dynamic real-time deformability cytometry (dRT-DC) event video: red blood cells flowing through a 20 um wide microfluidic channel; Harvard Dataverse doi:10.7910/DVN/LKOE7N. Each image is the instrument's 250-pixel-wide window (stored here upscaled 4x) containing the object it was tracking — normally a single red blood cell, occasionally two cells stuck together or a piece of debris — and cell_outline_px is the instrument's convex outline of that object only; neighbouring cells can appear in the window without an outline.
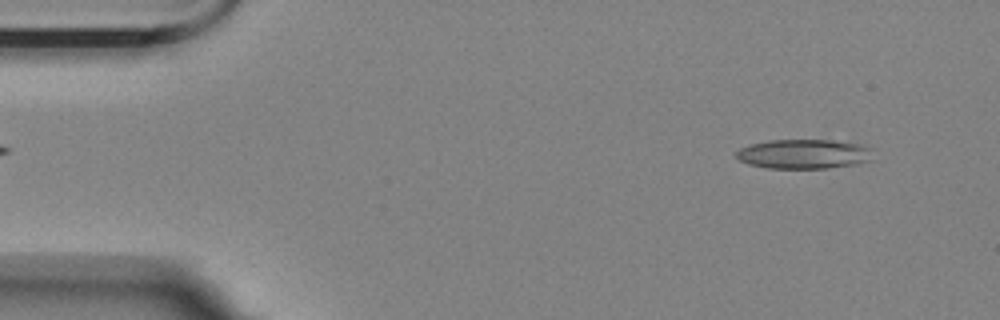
{"species": "Egyptian fruit bat (a non-hibernating species)", "species_latin": "Rousettus aegyptiacus", "temperature_condition": "room temperature", "stored_images_in_passage": 56, "segment_of_instrument_passage": [1, 2], "camera_frame_rate_fps": 3000, "um_per_image_px": 0.085, "animal": {"sex": "female"}, "frame": {"image": 1, "passage_image": 4, "time_ms": 1.0, "image_size_px": [1000, 320], "cell_outline_px": [[872, 160], [856, 164], [828, 168], [768, 168], [748, 164], [740, 160], [736, 156], [736, 152], [740, 148], [752, 144], [768, 140], [832, 140], [860, 144], [868, 148]], "centroid_in_image_um": [68.3, 13.09], "position_along_channel_um": 16.7, "area_um2": 23.29}}
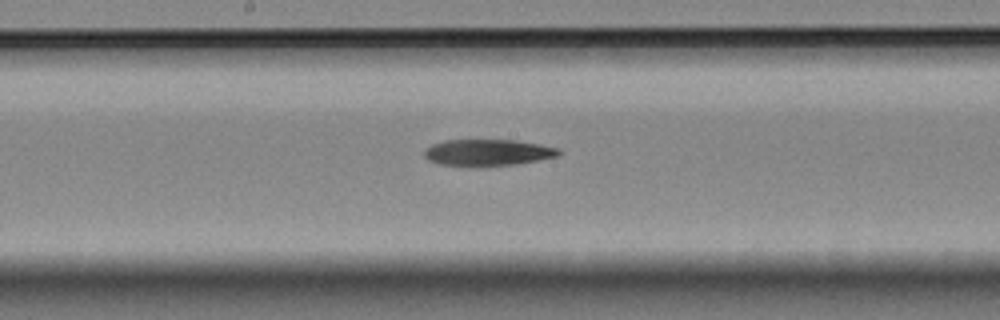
{"frame": {"image": 2, "passage_image": 28, "time_ms": 9.0, "image_size_px": [1000, 320], "cell_outline_px": [[564, 152], [556, 156], [516, 164], [440, 164], [428, 160], [424, 156], [424, 152], [432, 144], [444, 140], [516, 140], [540, 144], [560, 148]], "centroid_in_image_um": [41.51, 12.92], "position_along_channel_um": 206.7, "area_um2": 20.06}}
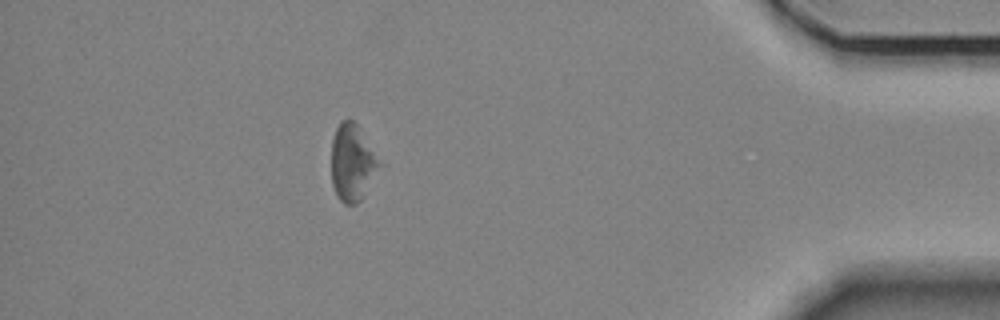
{"frame": {"image": 3, "passage_image": 49, "time_ms": 16.0, "image_size_px": [1000, 320], "cell_outline_px": [[380, 164], [360, 200], [356, 204], [344, 204], [336, 196], [332, 184], [332, 140], [336, 128], [340, 120], [352, 120], [356, 124]], "centroid_in_image_um": [29.88, 13.84], "position_along_channel_um": 405.3, "area_um2": 20.52}}